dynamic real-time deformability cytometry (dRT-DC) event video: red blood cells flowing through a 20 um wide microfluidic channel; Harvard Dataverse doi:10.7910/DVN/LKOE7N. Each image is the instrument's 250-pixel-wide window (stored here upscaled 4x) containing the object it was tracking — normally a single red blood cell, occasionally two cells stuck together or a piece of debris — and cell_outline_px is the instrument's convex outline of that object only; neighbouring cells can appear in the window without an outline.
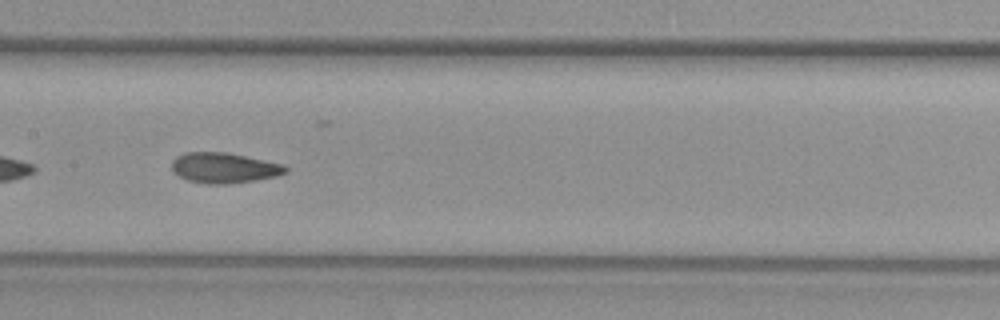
{"species": "common noctule bat (a hibernating species)", "species_latin": "Nyctalus noctula", "temperature_condition": "warm", "stored_images_in_passage": 29, "camera_frame_rate_fps": 3000, "um_per_image_px": 0.085, "animal": {"sex": "female", "body_mass_g": 29.2, "forearm_length_mm": 56.3}, "frame": {"image": 1, "passage_image": 17, "time_ms": 5.333, "image_size_px": [1000, 320], "cell_outline_px": [[288, 172], [276, 176], [256, 180], [228, 184], [208, 184], [188, 180], [172, 172], [172, 160], [176, 156], [184, 152], [224, 152], [284, 164], [288, 168]], "centroid_in_image_um": [19.04, 14.27], "position_along_channel_um": 188.4, "area_um2": 20.17}}